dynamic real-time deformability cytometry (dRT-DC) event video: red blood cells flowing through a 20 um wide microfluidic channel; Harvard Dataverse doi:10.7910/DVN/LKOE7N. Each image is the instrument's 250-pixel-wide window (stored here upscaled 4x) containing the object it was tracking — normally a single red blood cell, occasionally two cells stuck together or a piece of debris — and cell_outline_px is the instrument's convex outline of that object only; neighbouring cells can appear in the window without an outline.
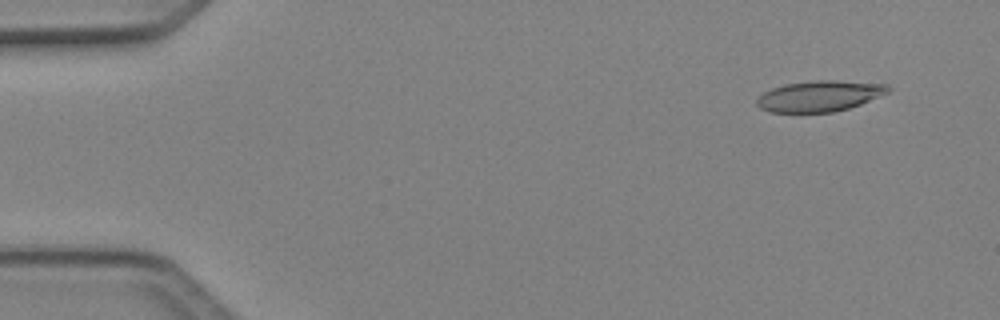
{"species": "Egyptian fruit bat (a non-hibernating species)", "species_latin": "Rousettus aegyptiacus", "temperature_condition": "cold", "stored_images_in_passage": 4, "camera_frame_rate_fps": 3000, "um_per_image_px": 0.085, "animal": {"sex": "female"}, "frame": {"image": 1, "passage_image": 2, "time_ms": 0.333, "image_size_px": [1000, 320], "cell_outline_px": [[892, 88], [888, 92], [860, 104], [848, 108], [832, 112], [772, 112], [760, 108], [756, 104], [756, 100], [764, 92], [772, 88], [784, 84], [816, 80], [836, 80], [888, 84]], "centroid_in_image_um": [69.66, 8.15], "position_along_channel_um": 15.3, "area_um2": 23.47}}
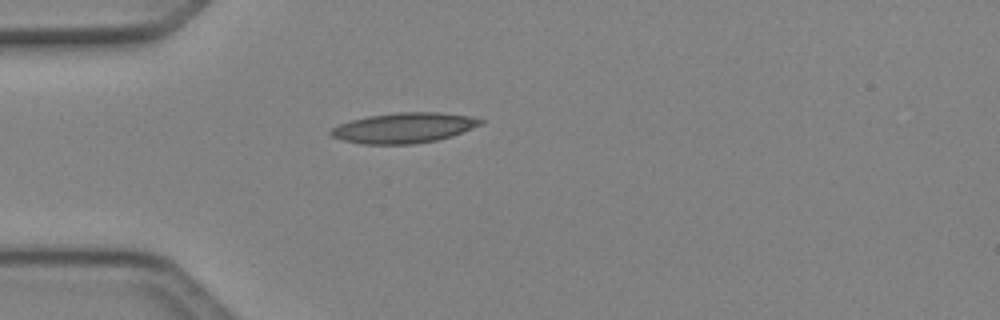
{"frame": {"image": 2, "passage_image": 4, "time_ms": 1.0, "image_size_px": [1000, 320], "cell_outline_px": [[484, 124], [436, 140], [412, 144], [364, 144], [344, 140], [332, 136], [328, 132], [332, 128], [340, 124], [352, 120], [368, 116], [396, 112], [440, 112], [468, 116], [484, 120]], "centroid_in_image_um": [34.32, 10.86], "position_along_channel_um": 50.7, "area_um2": 26.07}}